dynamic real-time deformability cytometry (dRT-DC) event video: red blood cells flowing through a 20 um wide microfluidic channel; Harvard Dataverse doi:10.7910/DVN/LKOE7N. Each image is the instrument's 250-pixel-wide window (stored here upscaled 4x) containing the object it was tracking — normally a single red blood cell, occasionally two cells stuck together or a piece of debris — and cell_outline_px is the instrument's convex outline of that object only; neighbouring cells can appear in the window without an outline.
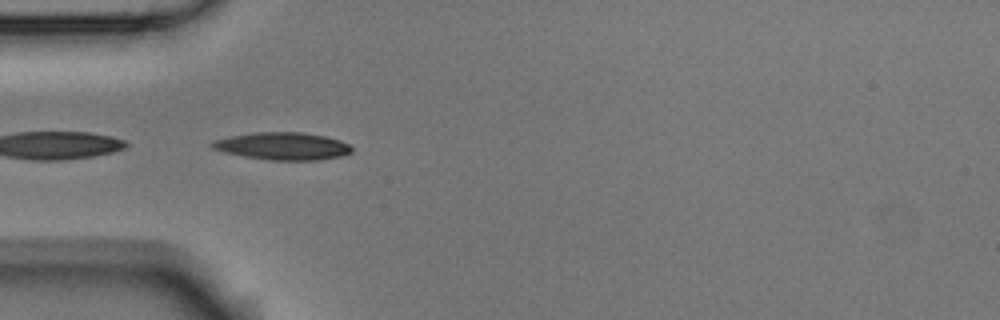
{"species": "Egyptian fruit bat (a non-hibernating species)", "species_latin": "Rousettus aegyptiacus", "temperature_condition": "room temperature", "stored_images_in_passage": 5, "camera_frame_rate_fps": 3000, "um_per_image_px": 0.085, "animal": {"sex": "male"}, "frame": {"image": 1, "passage_image": 4, "time_ms": 1.0, "image_size_px": [1000, 320], "cell_outline_px": [[352, 152], [344, 156], [320, 160], [268, 160], [244, 156], [224, 152], [212, 148], [208, 144], [212, 140], [232, 136], [256, 132], [304, 132], [324, 136], [340, 140], [348, 144], [352, 148]], "centroid_in_image_um": [24.04, 12.42], "position_along_channel_um": 61.0, "area_um2": 22.48}}
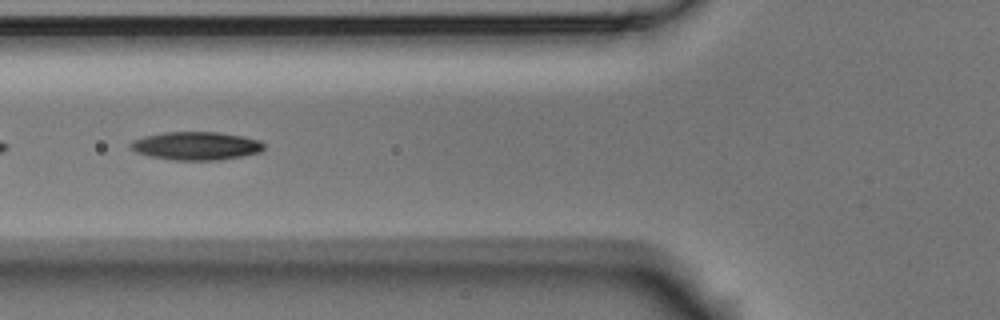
{"frame": {"image": 2, "passage_image": 5, "time_ms": 1.333, "image_size_px": [1000, 320], "cell_outline_px": [[264, 148], [260, 152], [220, 160], [176, 160], [148, 156], [136, 152], [128, 144], [132, 140], [144, 136], [164, 132], [220, 132], [244, 136], [260, 140], [264, 144]], "centroid_in_image_um": [16.67, 12.39], "position_along_channel_um": 109.1, "area_um2": 22.02}}